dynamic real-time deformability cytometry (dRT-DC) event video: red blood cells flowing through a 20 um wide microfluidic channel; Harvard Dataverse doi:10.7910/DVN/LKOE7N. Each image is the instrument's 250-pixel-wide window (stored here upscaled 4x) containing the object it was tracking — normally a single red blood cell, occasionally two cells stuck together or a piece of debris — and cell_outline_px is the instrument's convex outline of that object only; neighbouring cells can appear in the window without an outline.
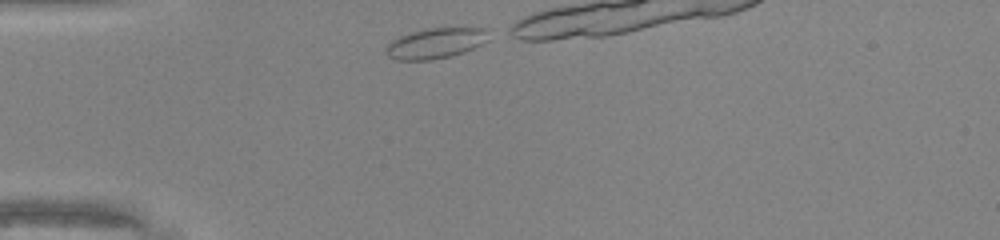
{"species": "common noctule bat (a hibernating species)", "species_latin": "Nyctalus noctula", "temperature_condition": "warm", "stored_images_in_passage": 9, "camera_frame_rate_fps": 3000, "um_per_image_px": 0.085, "animal": {"sex": "male", "body_mass_g": 20.0, "forearm_length_mm": 53.3}, "frame": {"image": 1, "passage_image": 1, "time_ms": 0.0, "image_size_px": [1000, 240], "cell_outline_px": [[496, 32], [488, 40], [472, 48], [448, 56], [432, 60], [396, 60], [388, 56], [384, 48], [392, 40], [400, 36], [424, 28], [488, 28]], "centroid_in_image_um": [37.07, 3.65], "position_along_channel_um": 47.9, "area_um2": 18.38}}
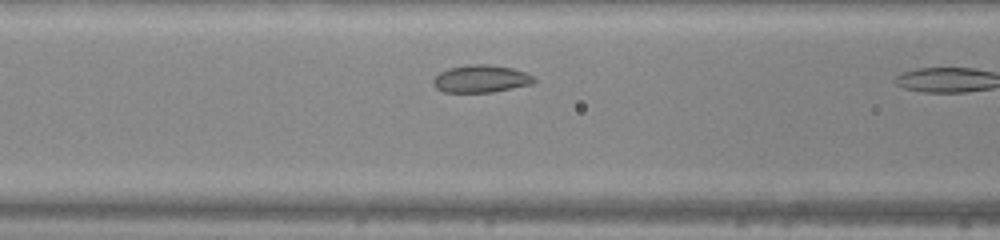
{"frame": {"image": 2, "passage_image": 8, "time_ms": 2.333, "image_size_px": [1000, 240], "cell_outline_px": [[536, 80], [532, 84], [492, 92], [444, 92], [436, 88], [432, 84], [432, 80], [440, 72], [448, 68], [468, 64], [488, 64], [512, 68], [524, 72], [532, 76]], "centroid_in_image_um": [40.85, 6.69], "position_along_channel_um": 125.8, "area_um2": 16.13}}